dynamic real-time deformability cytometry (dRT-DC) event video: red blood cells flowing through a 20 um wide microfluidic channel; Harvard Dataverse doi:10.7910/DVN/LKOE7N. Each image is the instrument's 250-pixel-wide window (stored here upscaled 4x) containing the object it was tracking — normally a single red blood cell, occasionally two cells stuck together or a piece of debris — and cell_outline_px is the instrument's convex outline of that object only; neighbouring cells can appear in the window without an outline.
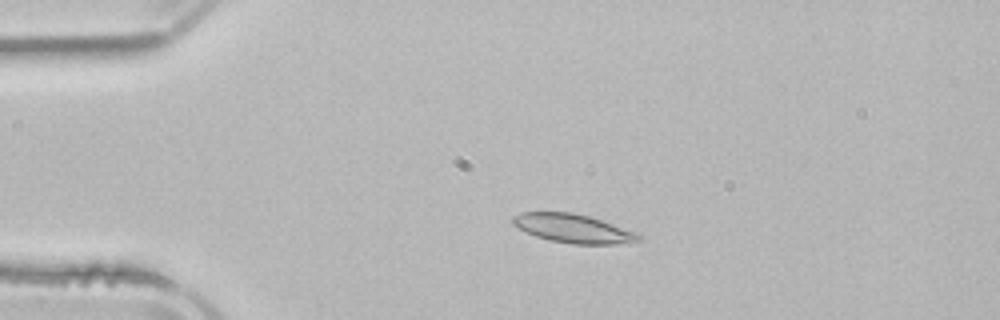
{"species": "common noctule bat (a hibernating species)", "species_latin": "Nyctalus noctula", "temperature_condition": "room temperature", "stored_images_in_passage": 4, "camera_frame_rate_fps": 3000, "um_per_image_px": 0.085, "animal": {"sex": "male", "body_mass_g": 21.5, "forearm_length_mm": 52.0}, "frame": {"image": 1, "passage_image": 3, "time_ms": 3.333, "image_size_px": [1000, 320], "cell_outline_px": [[644, 240], [616, 244], [572, 244], [548, 240], [536, 236], [512, 224], [512, 216], [520, 212], [572, 212], [588, 216], [640, 232], [644, 236]], "centroid_in_image_um": [48.8, 19.42], "position_along_channel_um": 36.2, "area_um2": 21.33}}